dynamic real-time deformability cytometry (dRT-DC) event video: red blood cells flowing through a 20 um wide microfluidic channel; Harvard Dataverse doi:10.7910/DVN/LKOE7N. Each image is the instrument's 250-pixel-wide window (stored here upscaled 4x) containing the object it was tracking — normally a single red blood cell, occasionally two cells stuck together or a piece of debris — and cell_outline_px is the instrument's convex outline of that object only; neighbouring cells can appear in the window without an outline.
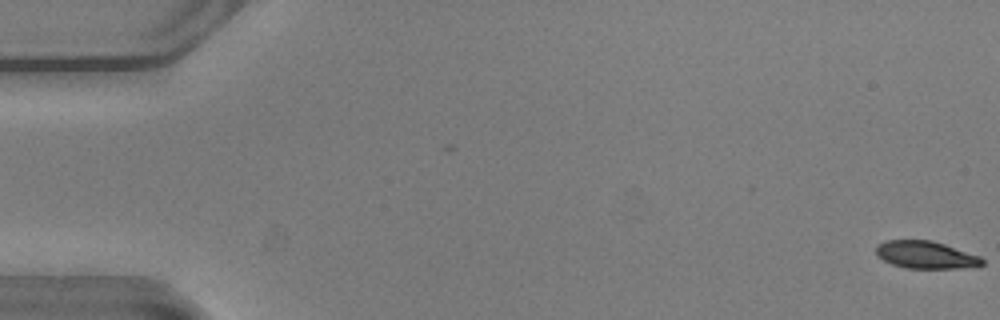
{"species": "common noctule bat (a hibernating species)", "species_latin": "Nyctalus noctula", "temperature_condition": "warm", "stored_images_in_passage": 55, "camera_frame_rate_fps": 3000, "um_per_image_px": 0.085, "animal": {"sex": "male", "body_mass_g": 20.5, "forearm_length_mm": 52.5}, "frame": {"image": 1, "passage_image": 1, "time_ms": 0.0, "image_size_px": [1000, 320], "cell_outline_px": [[984, 264], [960, 268], [904, 268], [892, 264], [876, 256], [876, 244], [884, 240], [932, 240], [980, 256], [984, 260]], "centroid_in_image_um": [78.64, 21.65], "position_along_channel_um": 6.4, "area_um2": 16.99}}
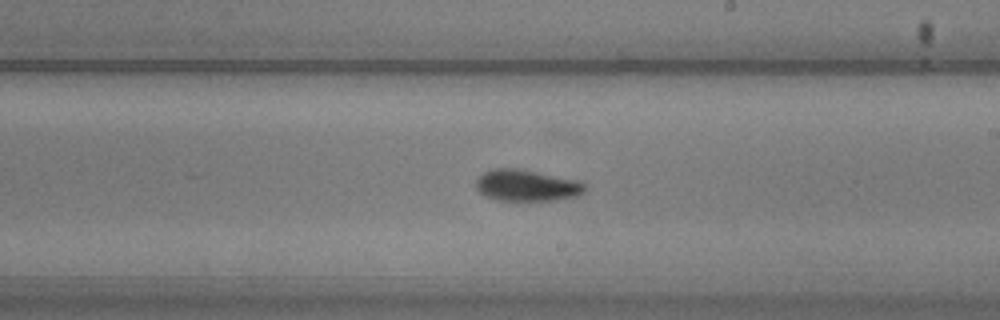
{"frame": {"image": 2, "passage_image": 32, "time_ms": 10.333, "image_size_px": [1000, 320], "cell_outline_px": [[588, 188], [580, 196], [556, 200], [496, 200], [484, 196], [476, 188], [476, 180], [484, 172], [496, 168], [520, 168], [580, 180], [588, 184]], "centroid_in_image_um": [44.85, 15.76], "position_along_channel_um": 244.2, "area_um2": 20.4}}
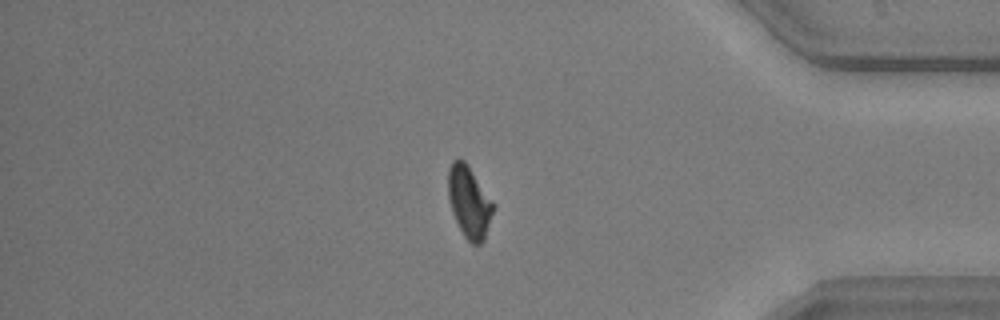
{"frame": {"image": 3, "passage_image": 46, "time_ms": 15.0, "image_size_px": [1000, 320], "cell_outline_px": [[496, 204], [484, 240], [480, 244], [472, 244], [464, 236], [452, 212], [448, 196], [448, 168], [452, 160], [464, 160]], "centroid_in_image_um": [39.89, 17.17], "position_along_channel_um": 395.3, "area_um2": 18.84}}